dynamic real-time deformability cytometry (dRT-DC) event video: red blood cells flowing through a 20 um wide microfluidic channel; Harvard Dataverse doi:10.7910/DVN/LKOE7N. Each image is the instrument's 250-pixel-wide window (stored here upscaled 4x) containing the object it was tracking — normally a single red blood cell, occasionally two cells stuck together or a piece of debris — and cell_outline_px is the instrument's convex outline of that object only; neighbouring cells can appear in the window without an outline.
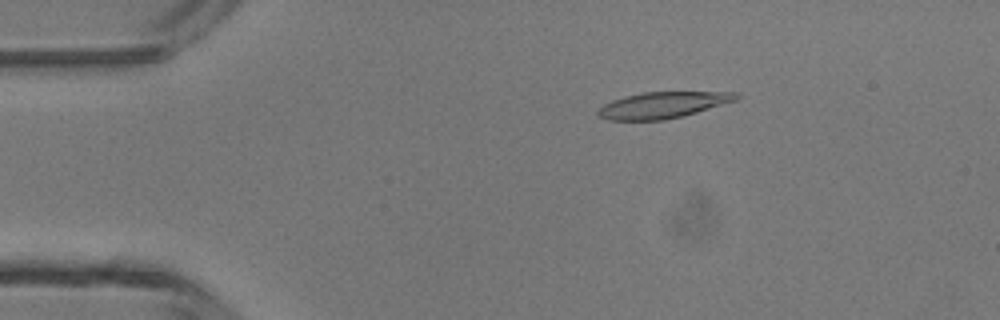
{"species": "common noctule bat (a hibernating species)", "species_latin": "Nyctalus noctula", "temperature_condition": "room temperature", "stored_images_in_passage": 46, "camera_frame_rate_fps": 3000, "um_per_image_px": 0.085, "animal": {"sex": "male", "body_mass_g": 13.3}, "frame": {"image": 1, "passage_image": 8, "time_ms": 2.333, "image_size_px": [1000, 320], "cell_outline_px": [[740, 96], [736, 100], [684, 116], [664, 120], [608, 120], [596, 116], [596, 112], [604, 104], [612, 100], [624, 96], [644, 92], [740, 92]], "centroid_in_image_um": [56.32, 8.93], "position_along_channel_um": 28.7, "area_um2": 21.21}}
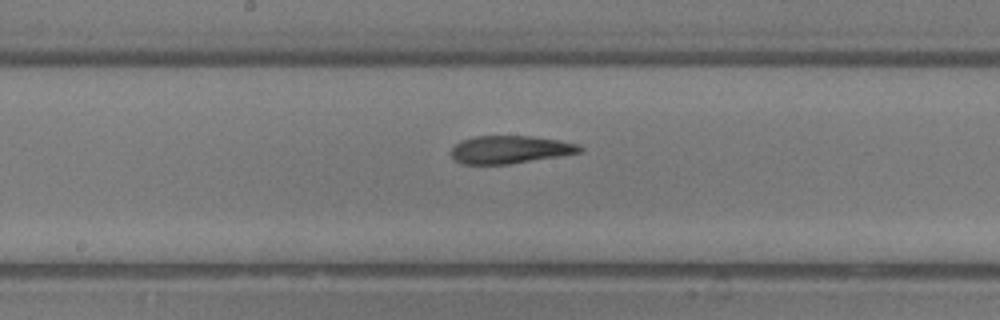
{"frame": {"image": 2, "passage_image": 24, "time_ms": 7.667, "image_size_px": [1000, 320], "cell_outline_px": [[584, 152], [560, 156], [508, 164], [460, 164], [448, 152], [460, 140], [476, 136], [532, 136], [560, 140], [580, 144], [584, 148]], "centroid_in_image_um": [43.38, 12.71], "position_along_channel_um": 204.8, "area_um2": 21.1}}
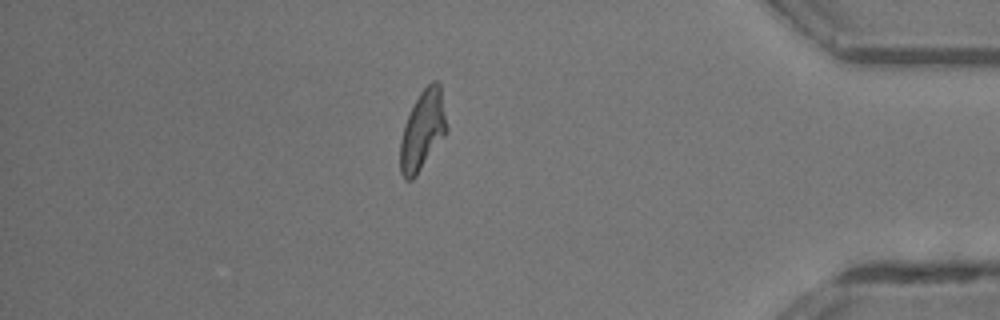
{"frame": {"image": 3, "passage_image": 40, "time_ms": 13.0, "image_size_px": [1000, 320], "cell_outline_px": [[448, 132], [416, 176], [412, 180], [404, 180], [400, 172], [400, 140], [404, 124], [420, 92], [432, 80], [436, 80], [440, 84], [448, 128]], "centroid_in_image_um": [35.93, 11.1], "position_along_channel_um": 399.3, "area_um2": 21.68}, "authors_computed_cell_mechanics": {"area_um2": 21.5016, "velocity_mm_per_s": 4.3917, "shape_relaxation_time_tau1_ms": 4.6875, "shape_relaxation_time_tau2_ms": 5.0431, "deformation_change_tau1": 0.1922, "deformation_change_tau2": 0.1241}}